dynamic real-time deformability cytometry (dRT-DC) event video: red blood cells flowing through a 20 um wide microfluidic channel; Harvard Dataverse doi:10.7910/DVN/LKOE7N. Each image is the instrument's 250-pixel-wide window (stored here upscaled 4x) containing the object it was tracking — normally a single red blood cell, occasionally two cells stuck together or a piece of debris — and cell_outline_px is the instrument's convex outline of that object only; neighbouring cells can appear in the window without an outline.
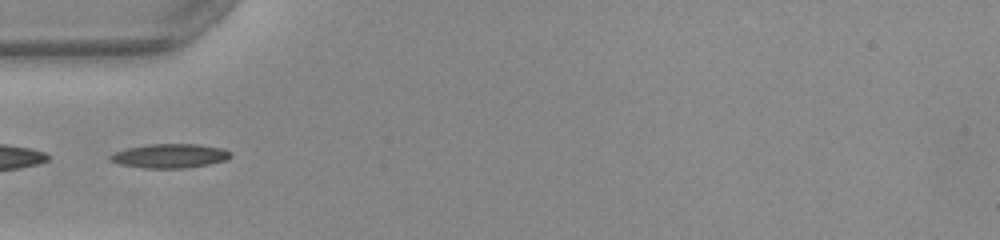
{"species": "common noctule bat (a hibernating species)", "species_latin": "Nyctalus noctula", "temperature_condition": "warm", "stored_images_in_passage": 35, "camera_frame_rate_fps": 3000, "um_per_image_px": 0.085, "animal": {"sex": "female", "body_mass_g": 22.0, "forearm_length_mm": 56.7}, "frame": {"image": 1, "passage_image": 1, "time_ms": 0.0, "image_size_px": [1000, 240], "cell_outline_px": [[232, 156], [224, 160], [208, 164], [184, 168], [144, 168], [120, 164], [108, 160], [108, 156], [112, 152], [124, 148], [148, 144], [200, 144], [224, 148], [232, 152]], "centroid_in_image_um": [14.4, 13.23], "position_along_channel_um": 70.6, "area_um2": 17.17}}
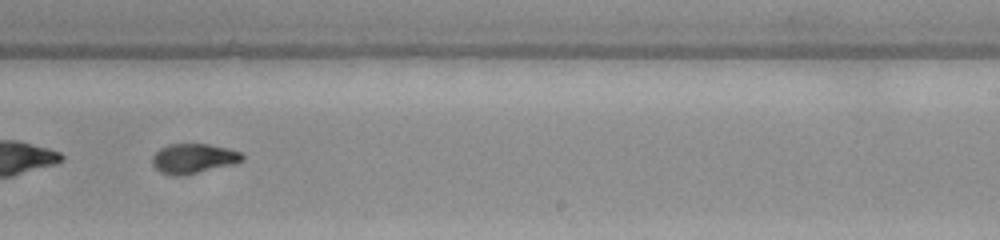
{"frame": {"image": 2, "passage_image": 16, "time_ms": 5.0, "image_size_px": [1000, 240], "cell_outline_px": [[244, 160], [232, 164], [184, 176], [172, 176], [160, 172], [152, 164], [152, 156], [160, 148], [168, 144], [208, 144], [228, 148], [240, 152], [244, 156]], "centroid_in_image_um": [16.42, 13.48], "position_along_channel_um": 272.6, "area_um2": 15.66}}
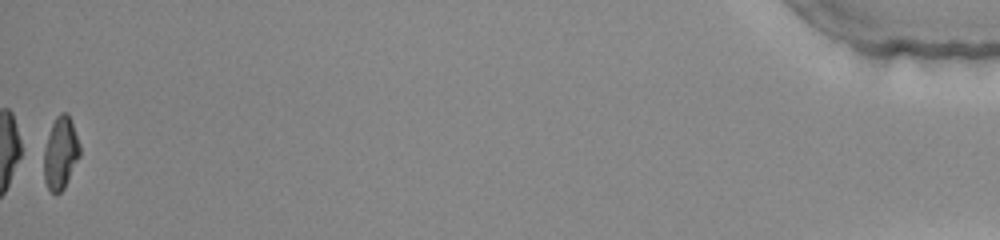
{"frame": {"image": 3, "passage_image": 35, "time_ms": 11.333, "image_size_px": [1000, 240], "cell_outline_px": [[80, 156], [64, 188], [56, 196], [48, 188], [44, 180], [44, 148], [52, 124], [56, 116], [60, 112], [68, 112], [80, 144]], "centroid_in_image_um": [5.15, 13.01], "position_along_channel_um": 430.0, "area_um2": 15.2}, "authors_computed_cell_mechanics": {"area_um2": 15.3748, "velocity_mm_per_s": 4.0326, "shape_relaxation_time_tau1_ms": 5.9673, "shape_relaxation_time_tau2_ms": 1.7234, "deformation_change_tau1": 0.2359, "deformation_change_tau2": 0.0635}}